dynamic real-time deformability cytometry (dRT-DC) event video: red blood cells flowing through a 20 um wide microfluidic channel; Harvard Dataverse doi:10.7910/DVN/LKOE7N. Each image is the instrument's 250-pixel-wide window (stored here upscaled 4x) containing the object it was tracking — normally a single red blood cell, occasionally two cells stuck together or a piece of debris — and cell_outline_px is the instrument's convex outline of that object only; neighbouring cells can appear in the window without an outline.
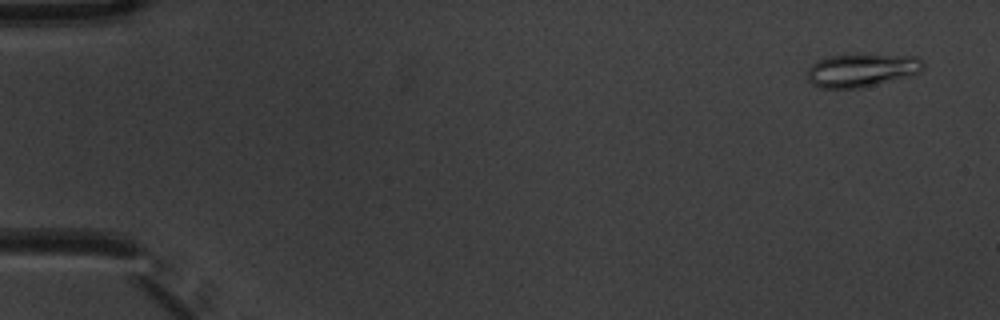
{"species": "common noctule bat (a hibernating species)", "species_latin": "Nyctalus noctula", "temperature_condition": "warm", "stored_images_in_passage": 4, "camera_frame_rate_fps": 3000, "um_per_image_px": 0.085, "animal": {"sex": "male", "body_mass_g": 20.1, "forearm_length_mm": 53.5}, "frame": {"image": 1, "passage_image": 1, "time_ms": 0.0, "image_size_px": [1000, 320], "cell_outline_px": [[924, 68], [920, 72], [912, 76], [860, 88], [820, 88], [812, 84], [808, 80], [808, 68], [812, 64], [828, 56], [860, 52], [916, 56], [924, 64]], "centroid_in_image_um": [73.28, 5.93], "position_along_channel_um": 11.7, "area_um2": 23.24}}